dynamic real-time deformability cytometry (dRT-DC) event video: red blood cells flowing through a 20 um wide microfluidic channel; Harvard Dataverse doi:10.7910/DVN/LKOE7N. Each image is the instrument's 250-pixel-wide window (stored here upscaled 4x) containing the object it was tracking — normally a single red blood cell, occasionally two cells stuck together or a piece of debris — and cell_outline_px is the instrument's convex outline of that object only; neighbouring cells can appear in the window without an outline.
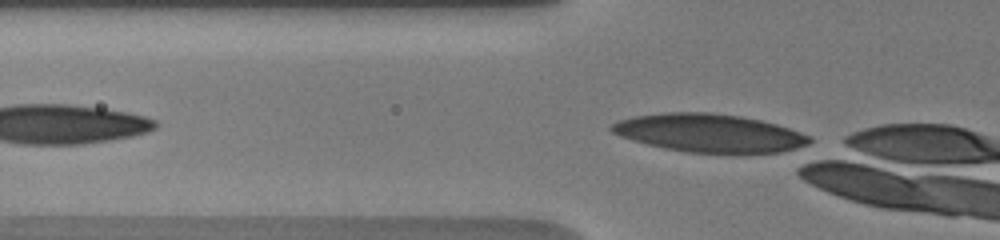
{"species": "human", "species_latin": "Homo sapiens", "temperature_condition": "warm", "stored_images_in_passage": 4, "segment_of_instrument_passage": [2, 2], "camera_frame_rate_fps": 3000, "um_per_image_px": 0.085, "donor": {"sex": "male"}, "frame": {"image": 1, "passage_image": 4, "time_ms": 1.667, "image_size_px": [1000, 240], "cell_outline_px": [[812, 140], [808, 144], [796, 148], [780, 152], [684, 152], [664, 148], [632, 140], [620, 136], [612, 132], [608, 128], [616, 120], [632, 116], [664, 112], [708, 112], [740, 116], [760, 120], [776, 124], [812, 136]], "centroid_in_image_um": [60.24, 11.29], "position_along_channel_um": 65.6, "area_um2": 43.87}}